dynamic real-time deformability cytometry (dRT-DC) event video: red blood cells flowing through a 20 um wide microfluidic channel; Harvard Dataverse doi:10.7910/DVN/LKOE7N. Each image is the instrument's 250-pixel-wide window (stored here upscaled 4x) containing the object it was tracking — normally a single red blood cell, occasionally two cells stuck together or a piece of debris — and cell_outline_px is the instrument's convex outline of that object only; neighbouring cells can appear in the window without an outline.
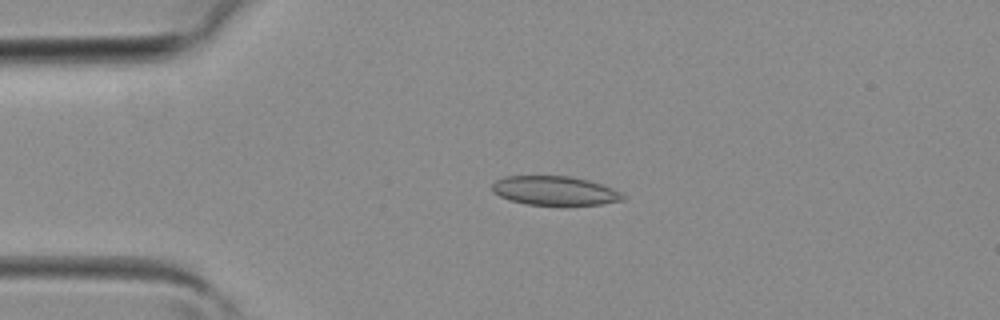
{"species": "common noctule bat (a hibernating species)", "species_latin": "Nyctalus noctula", "temperature_condition": "room temperature", "stored_images_in_passage": 3, "camera_frame_rate_fps": 3000, "um_per_image_px": 0.085, "animal": {"sex": "female", "body_mass_g": 19.3, "forearm_length_mm": 54.1}, "frame": {"image": 1, "passage_image": 2, "time_ms": 0.333, "image_size_px": [1000, 320], "cell_outline_px": [[624, 200], [600, 204], [528, 204], [508, 200], [492, 192], [492, 184], [496, 180], [504, 176], [568, 176], [588, 180], [612, 188], [620, 192], [624, 196]], "centroid_in_image_um": [47.11, 16.2], "position_along_channel_um": 37.9, "area_um2": 21.85}}